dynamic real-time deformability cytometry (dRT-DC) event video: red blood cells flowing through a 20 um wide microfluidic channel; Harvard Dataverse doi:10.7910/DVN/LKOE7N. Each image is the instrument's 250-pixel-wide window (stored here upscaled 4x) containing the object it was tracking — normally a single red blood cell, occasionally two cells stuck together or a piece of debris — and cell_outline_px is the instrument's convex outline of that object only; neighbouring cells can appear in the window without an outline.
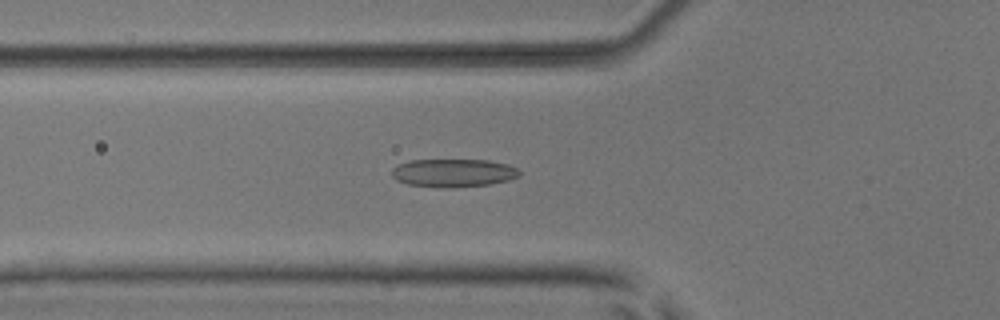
{"species": "common noctule bat (a hibernating species)", "species_latin": "Nyctalus noctula", "temperature_condition": "room temperature", "stored_images_in_passage": 51, "camera_frame_rate_fps": 3000, "um_per_image_px": 0.085, "animal": {"sex": "male", "body_mass_g": 17.9, "forearm_length_mm": 54.2}, "frame": {"image": 1, "passage_image": 18, "time_ms": 5.667, "image_size_px": [1000, 320], "cell_outline_px": [[520, 176], [508, 180], [488, 184], [408, 184], [396, 180], [392, 176], [392, 168], [396, 164], [412, 160], [488, 160], [508, 164], [516, 168], [520, 172]], "centroid_in_image_um": [38.54, 14.62], "position_along_channel_um": 87.3, "area_um2": 19.71}}
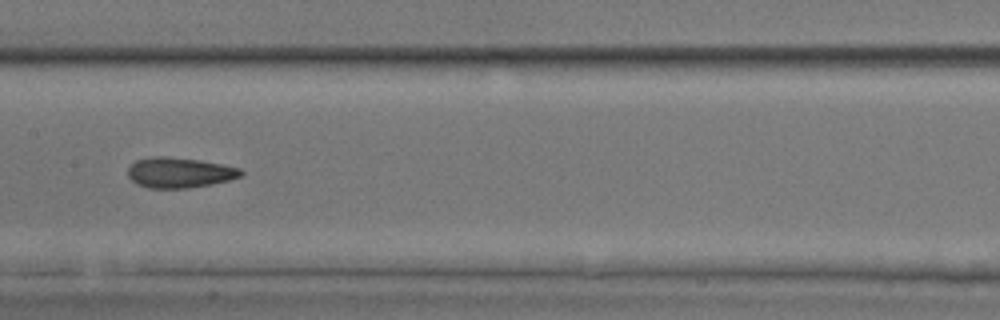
{"frame": {"image": 2, "passage_image": 26, "time_ms": 8.333, "image_size_px": [1000, 320], "cell_outline_px": [[244, 172], [240, 176], [228, 180], [212, 184], [188, 188], [148, 188], [136, 184], [128, 176], [128, 168], [136, 160], [152, 156], [164, 156], [200, 160], [240, 168]], "centroid_in_image_um": [15.23, 14.67], "position_along_channel_um": 192.2, "area_um2": 19.94}}
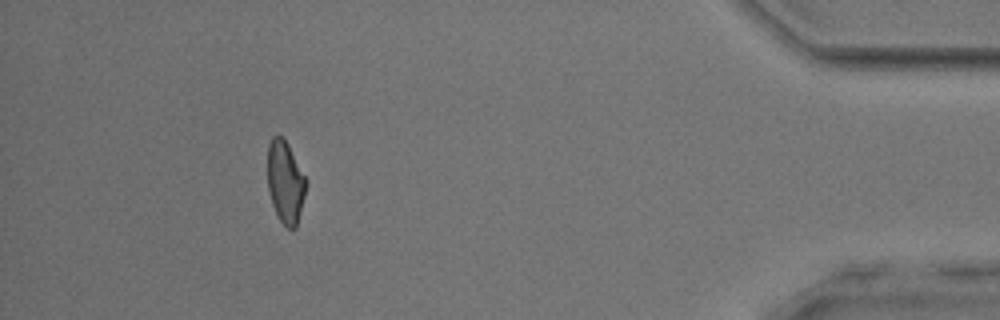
{"frame": {"image": 3, "passage_image": 47, "time_ms": 15.333, "image_size_px": [1000, 320], "cell_outline_px": [[308, 180], [296, 228], [288, 228], [280, 220], [272, 204], [268, 188], [268, 144], [272, 136], [284, 136]], "centroid_in_image_um": [24.26, 15.42], "position_along_channel_um": 410.9, "area_um2": 18.5}, "authors_computed_cell_mechanics": {"area_um2": 19.941, "velocity_mm_per_s": 3.9239, "shape_relaxation_time_tau1_ms": 4.1022, "shape_relaxation_time_tau2_ms": 2.2922, "deformation_change_tau1": 0.1534, "deformation_change_tau2": 0.1093}}